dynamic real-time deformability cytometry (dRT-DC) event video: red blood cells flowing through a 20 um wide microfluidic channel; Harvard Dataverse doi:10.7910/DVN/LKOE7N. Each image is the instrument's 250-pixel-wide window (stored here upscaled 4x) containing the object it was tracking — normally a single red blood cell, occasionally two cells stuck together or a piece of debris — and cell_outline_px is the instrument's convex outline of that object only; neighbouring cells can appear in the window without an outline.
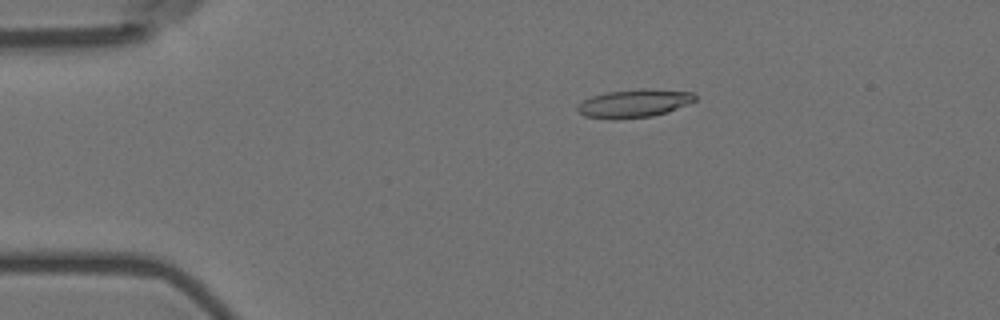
{"species": "Egyptian fruit bat (a non-hibernating species)", "species_latin": "Rousettus aegyptiacus", "temperature_condition": "room temperature", "stored_images_in_passage": 53, "camera_frame_rate_fps": 3000, "um_per_image_px": 0.085, "animal": {"sex": "female"}, "frame": {"image": 1, "passage_image": 11, "time_ms": 3.333, "image_size_px": [1000, 320], "cell_outline_px": [[696, 100], [688, 104], [668, 112], [652, 116], [616, 120], [608, 120], [584, 116], [576, 108], [584, 100], [592, 96], [608, 92], [696, 92]], "centroid_in_image_um": [53.84, 8.87], "position_along_channel_um": 31.2, "area_um2": 18.21}}
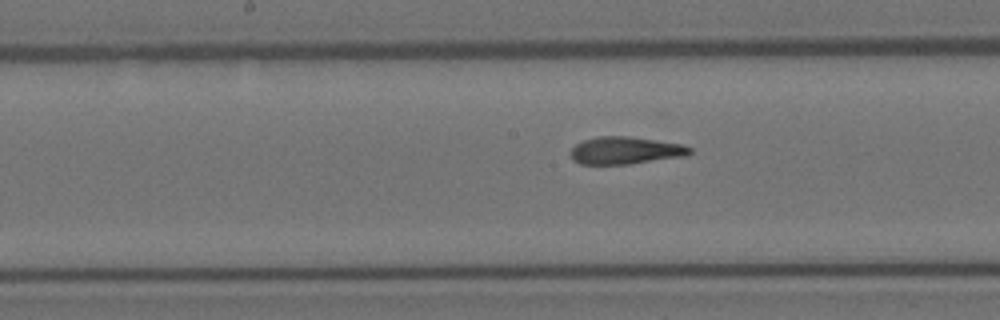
{"frame": {"image": 2, "passage_image": 29, "time_ms": 9.333, "image_size_px": [1000, 320], "cell_outline_px": [[692, 152], [688, 156], [628, 164], [580, 164], [572, 160], [572, 148], [576, 144], [584, 140], [596, 136], [628, 136], [656, 140], [680, 144], [692, 148]], "centroid_in_image_um": [53.18, 12.79], "position_along_channel_um": 195.0, "area_um2": 19.02}}
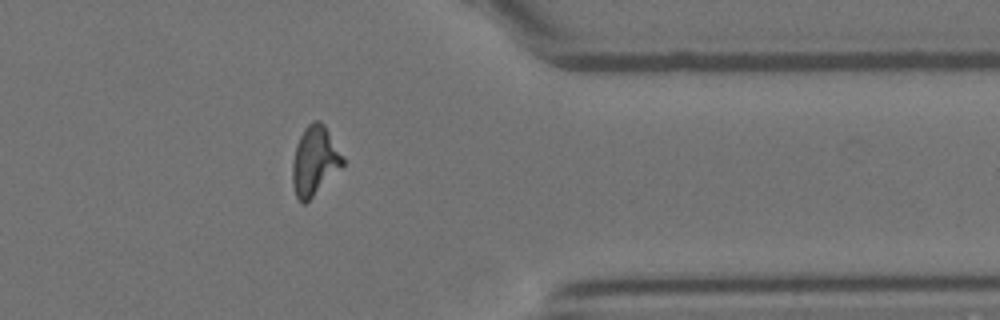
{"frame": {"image": 3, "passage_image": 46, "time_ms": 15.0, "image_size_px": [1000, 320], "cell_outline_px": [[344, 164], [304, 204], [300, 204], [296, 196], [292, 184], [292, 164], [296, 148], [300, 136], [304, 128], [312, 120], [320, 120], [324, 124], [344, 156]], "centroid_in_image_um": [26.74, 13.64], "position_along_channel_um": 384.7, "area_um2": 20.06}, "authors_computed_cell_mechanics": {"area_um2": 19.1896, "velocity_mm_per_s": 3.5854, "shape_relaxation_time_tau1_ms": null, "shape_relaxation_time_tau2_ms": 2.5103, "deformation_change_tau1": null, "deformation_change_tau2": 0.1182}}